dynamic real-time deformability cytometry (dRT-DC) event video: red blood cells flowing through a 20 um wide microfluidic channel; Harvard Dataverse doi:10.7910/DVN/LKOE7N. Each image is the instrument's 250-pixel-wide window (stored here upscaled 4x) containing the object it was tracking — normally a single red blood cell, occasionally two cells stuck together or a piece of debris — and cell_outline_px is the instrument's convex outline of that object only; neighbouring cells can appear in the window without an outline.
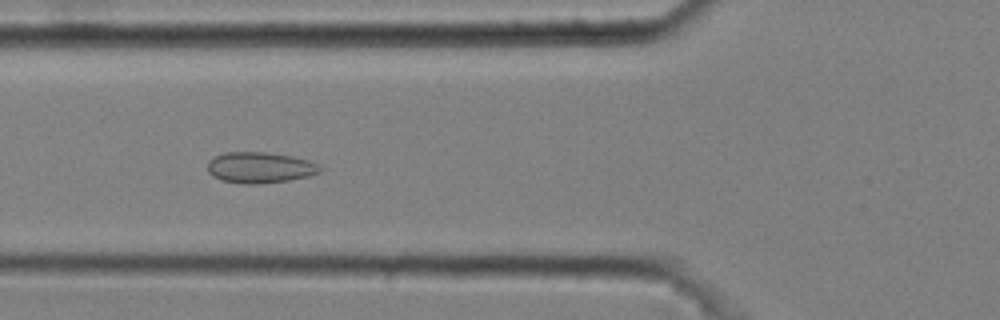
{"species": "common noctule bat (a hibernating species)", "species_latin": "Nyctalus noctula", "temperature_condition": "cold", "stored_images_in_passage": 8, "camera_frame_rate_fps": 3000, "um_per_image_px": 0.085, "animal": {"sex": "male", "body_mass_g": 20.4}, "frame": {"image": 1, "passage_image": 5, "time_ms": 1.333, "image_size_px": [1000, 320], "cell_outline_px": [[324, 168], [320, 172], [308, 176], [288, 180], [260, 184], [240, 184], [220, 180], [212, 176], [208, 172], [208, 160], [224, 152], [264, 152], [292, 156], [312, 160], [320, 164]], "centroid_in_image_um": [22.12, 14.24], "position_along_channel_um": 103.7, "area_um2": 20.63}}
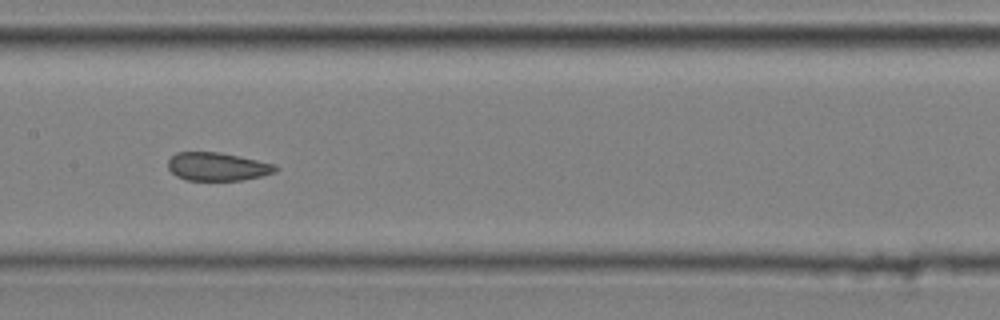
{"frame": {"image": 2, "passage_image": 7, "time_ms": 2.0, "image_size_px": [1000, 320], "cell_outline_px": [[280, 168], [276, 172], [244, 180], [188, 180], [176, 176], [168, 168], [168, 160], [176, 152], [220, 152], [240, 156], [276, 164]], "centroid_in_image_um": [18.51, 14.16], "position_along_channel_um": 188.9, "area_um2": 17.8}}
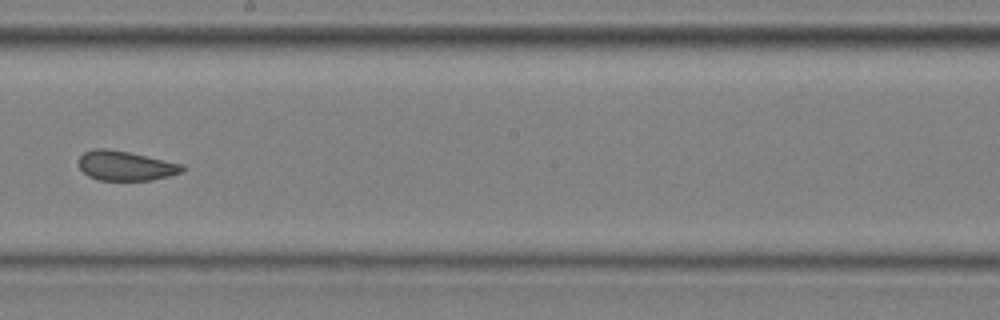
{"frame": {"image": 3, "passage_image": 8, "time_ms": 2.333, "image_size_px": [1000, 320], "cell_outline_px": [[184, 168], [180, 172], [168, 176], [152, 180], [100, 180], [88, 176], [80, 168], [76, 160], [84, 152], [92, 148], [104, 148], [128, 152], [184, 164]], "centroid_in_image_um": [10.62, 14.08], "position_along_channel_um": 237.6, "area_um2": 17.86}}